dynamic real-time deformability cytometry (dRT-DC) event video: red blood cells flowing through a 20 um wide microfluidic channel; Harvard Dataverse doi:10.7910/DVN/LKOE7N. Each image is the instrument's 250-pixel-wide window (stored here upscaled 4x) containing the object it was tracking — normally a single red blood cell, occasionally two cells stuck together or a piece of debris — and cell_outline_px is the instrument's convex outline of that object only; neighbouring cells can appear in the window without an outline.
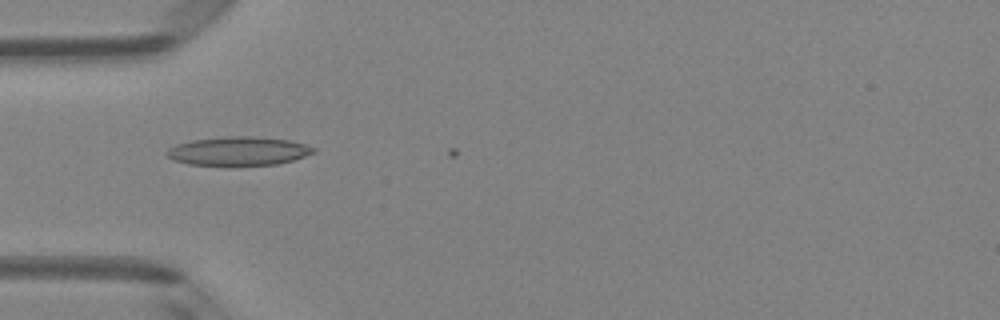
{"species": "Egyptian fruit bat (a non-hibernating species)", "species_latin": "Rousettus aegyptiacus", "temperature_condition": "room temperature", "stored_images_in_passage": 6, "camera_frame_rate_fps": 3000, "um_per_image_px": 0.085, "animal": {"sex": "female"}, "frame": {"image": 1, "passage_image": 5, "time_ms": 1.333, "image_size_px": [1000, 320], "cell_outline_px": [[316, 152], [292, 160], [276, 164], [188, 164], [172, 160], [164, 152], [168, 148], [176, 144], [192, 140], [228, 136], [252, 136], [288, 140], [304, 144], [316, 148]], "centroid_in_image_um": [20.24, 12.82], "position_along_channel_um": 64.8, "area_um2": 24.16}}